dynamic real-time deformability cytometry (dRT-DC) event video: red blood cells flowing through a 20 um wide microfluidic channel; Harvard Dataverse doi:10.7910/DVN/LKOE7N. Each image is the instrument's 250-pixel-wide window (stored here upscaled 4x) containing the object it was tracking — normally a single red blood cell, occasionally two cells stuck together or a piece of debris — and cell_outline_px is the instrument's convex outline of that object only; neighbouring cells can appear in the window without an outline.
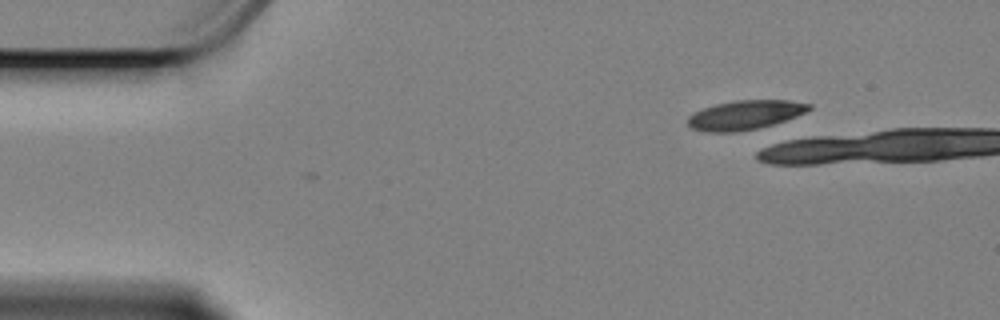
{"species": "Egyptian fruit bat (a non-hibernating species)", "species_latin": "Rousettus aegyptiacus", "temperature_condition": "cold", "stored_images_in_passage": 2, "camera_frame_rate_fps": 3000, "um_per_image_px": 0.085, "animal": {"sex": "female"}, "frame": {"image": 1, "passage_image": 1, "time_ms": 0.0, "image_size_px": [1000, 320], "cell_outline_px": [[812, 108], [796, 116], [772, 124], [756, 128], [736, 132], [708, 132], [692, 128], [688, 124], [688, 116], [692, 112], [716, 104], [736, 100], [788, 100], [812, 104]], "centroid_in_image_um": [63.31, 9.76], "position_along_channel_um": 21.7, "area_um2": 20.46}}